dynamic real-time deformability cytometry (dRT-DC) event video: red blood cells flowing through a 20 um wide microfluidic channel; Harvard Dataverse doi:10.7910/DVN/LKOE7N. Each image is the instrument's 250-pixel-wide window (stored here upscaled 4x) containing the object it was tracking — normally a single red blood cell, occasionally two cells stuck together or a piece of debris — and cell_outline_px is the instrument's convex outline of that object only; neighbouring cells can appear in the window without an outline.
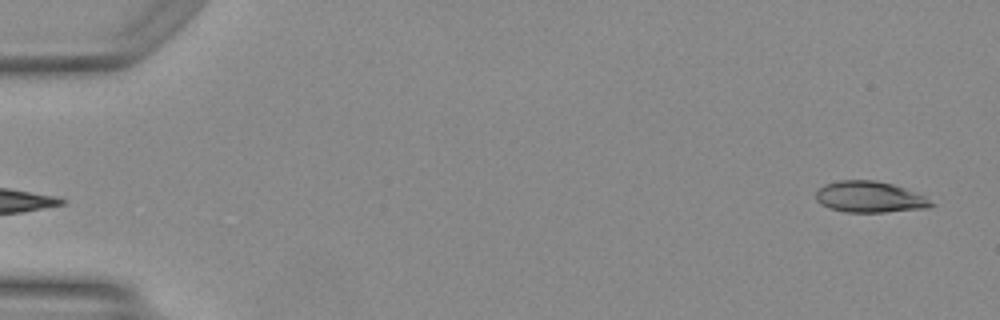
{"species": "Egyptian fruit bat (a non-hibernating species)", "species_latin": "Rousettus aegyptiacus", "temperature_condition": "warm", "stored_images_in_passage": 4, "camera_frame_rate_fps": 3000, "um_per_image_px": 0.085, "animal": {"sex": "female"}, "frame": {"image": 1, "passage_image": 1, "time_ms": 0.0, "image_size_px": [1000, 320], "cell_outline_px": [[936, 204], [928, 208], [884, 212], [844, 212], [828, 208], [820, 204], [816, 200], [816, 192], [824, 184], [840, 180], [876, 180], [892, 184], [904, 188], [924, 196]], "centroid_in_image_um": [73.9, 16.75], "position_along_channel_um": 11.1, "area_um2": 20.98}}